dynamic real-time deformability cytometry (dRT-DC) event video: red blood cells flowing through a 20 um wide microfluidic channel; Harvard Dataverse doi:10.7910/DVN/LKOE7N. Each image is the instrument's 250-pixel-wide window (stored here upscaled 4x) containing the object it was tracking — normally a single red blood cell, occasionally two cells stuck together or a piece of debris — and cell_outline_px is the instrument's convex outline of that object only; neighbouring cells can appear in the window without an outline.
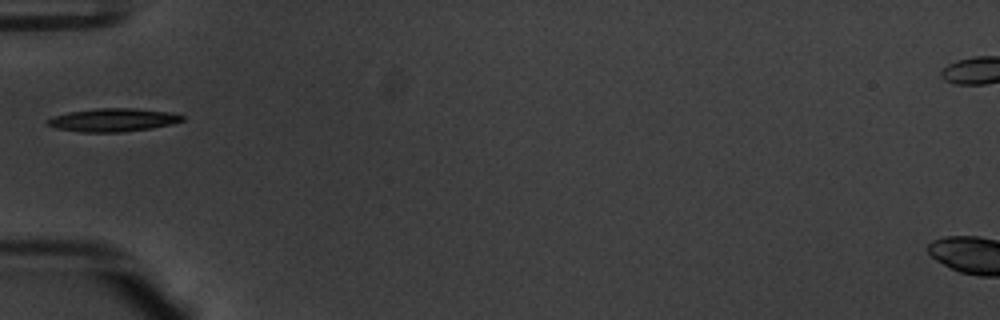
{"species": "common noctule bat (a hibernating species)", "species_latin": "Nyctalus noctula", "temperature_condition": "warm", "stored_images_in_passage": 9, "camera_frame_rate_fps": 3000, "um_per_image_px": 0.085, "animal": {"sex": "male", "body_mass_g": 20.1, "forearm_length_mm": 53.5}, "frame": {"image": 1, "passage_image": 1, "time_ms": 0.0, "image_size_px": [1000, 320], "cell_outline_px": [[184, 120], [172, 124], [152, 128], [124, 132], [80, 132], [56, 128], [48, 124], [44, 120], [52, 116], [68, 112], [96, 108], [136, 108], [172, 112], [184, 116]], "centroid_in_image_um": [9.61, 10.19], "position_along_channel_um": 75.4, "area_um2": 18.44}}
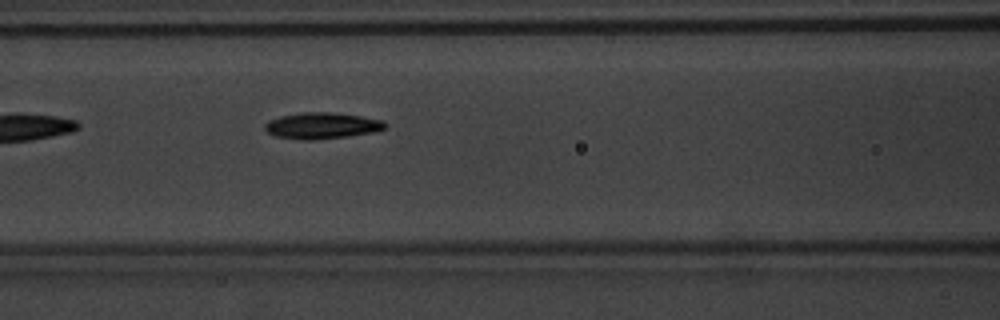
{"frame": {"image": 2, "passage_image": 6, "time_ms": 1.667, "image_size_px": [1000, 320], "cell_outline_px": [[388, 128], [372, 132], [348, 136], [312, 140], [304, 140], [276, 136], [268, 132], [264, 128], [264, 124], [268, 120], [280, 116], [300, 112], [332, 112], [360, 116], [384, 120], [388, 124]], "centroid_in_image_um": [27.38, 10.67], "position_along_channel_um": 139.2, "area_um2": 18.5}}